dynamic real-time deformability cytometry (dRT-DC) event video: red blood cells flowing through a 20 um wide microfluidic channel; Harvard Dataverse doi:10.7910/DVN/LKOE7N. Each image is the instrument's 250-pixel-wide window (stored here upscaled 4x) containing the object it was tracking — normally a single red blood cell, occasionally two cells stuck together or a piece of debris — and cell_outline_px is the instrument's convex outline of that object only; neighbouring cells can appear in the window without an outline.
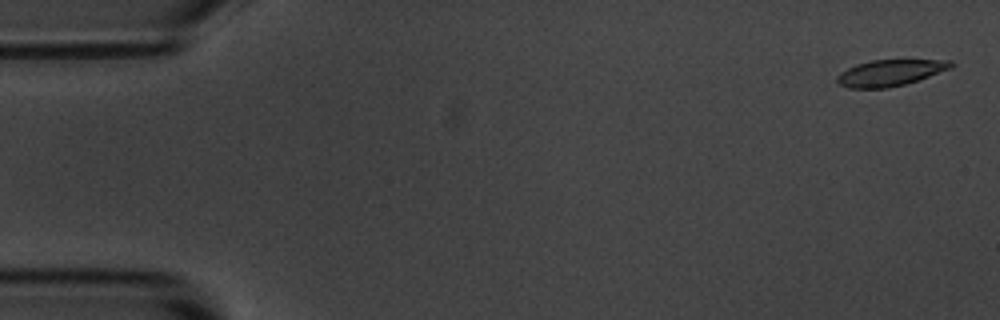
{"species": "common noctule bat (a hibernating species)", "species_latin": "Nyctalus noctula", "temperature_condition": "room temperature", "stored_images_in_passage": 5, "camera_frame_rate_fps": 3000, "um_per_image_px": 0.085, "animal": {"sex": "male", "body_mass_g": 20.1, "forearm_length_mm": 53.5}, "frame": {"image": 1, "passage_image": 1, "time_ms": 0.0, "image_size_px": [1000, 320], "cell_outline_px": [[956, 64], [952, 68], [904, 84], [888, 88], [848, 88], [840, 84], [836, 80], [836, 76], [840, 72], [856, 64], [872, 60], [952, 60]], "centroid_in_image_um": [75.66, 6.18], "position_along_channel_um": 9.3, "area_um2": 17.34}}
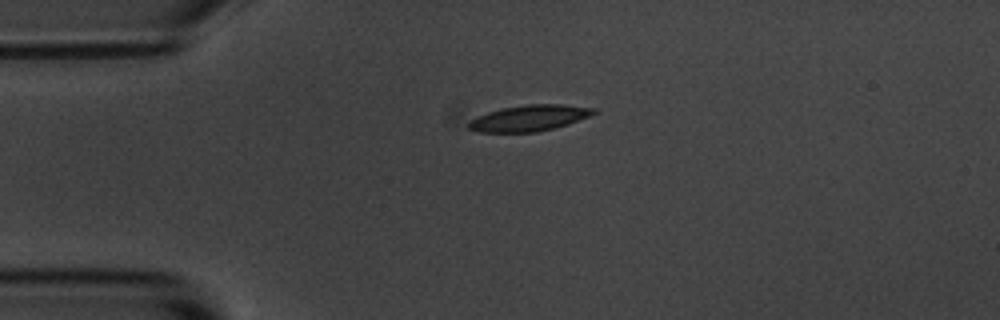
{"frame": {"image": 2, "passage_image": 4, "time_ms": 3.667, "image_size_px": [1000, 320], "cell_outline_px": [[596, 112], [588, 116], [568, 124], [556, 128], [536, 132], [476, 132], [468, 128], [468, 124], [476, 116], [488, 112], [504, 108], [528, 104], [560, 104], [596, 108]], "centroid_in_image_um": [44.98, 10.04], "position_along_channel_um": 40.0, "area_um2": 18.84}}